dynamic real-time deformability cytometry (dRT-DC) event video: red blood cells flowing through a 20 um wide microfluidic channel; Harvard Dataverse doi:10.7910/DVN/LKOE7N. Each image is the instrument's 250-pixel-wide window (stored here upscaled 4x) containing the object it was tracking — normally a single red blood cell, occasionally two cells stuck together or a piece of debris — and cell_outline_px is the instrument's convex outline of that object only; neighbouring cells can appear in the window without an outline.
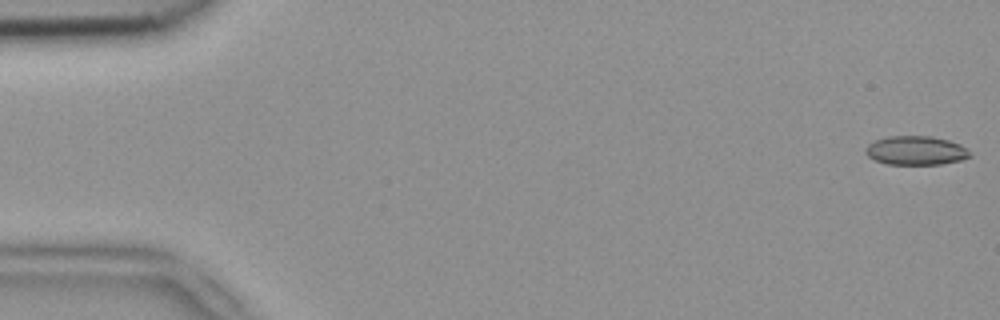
{"species": "common noctule bat (a hibernating species)", "species_latin": "Nyctalus noctula", "temperature_condition": "room temperature", "stored_images_in_passage": 51, "camera_frame_rate_fps": 3000, "um_per_image_px": 0.085, "animal": {"sex": "female", "body_mass_g": 18.4}, "frame": {"image": 1, "passage_image": 1, "time_ms": 0.0, "image_size_px": [1000, 320], "cell_outline_px": [[972, 156], [960, 160], [940, 164], [888, 164], [876, 160], [868, 156], [864, 152], [864, 148], [868, 144], [876, 140], [888, 136], [932, 136], [948, 140], [960, 144], [968, 148]], "centroid_in_image_um": [77.86, 12.78], "position_along_channel_um": 7.1, "area_um2": 17.63}}
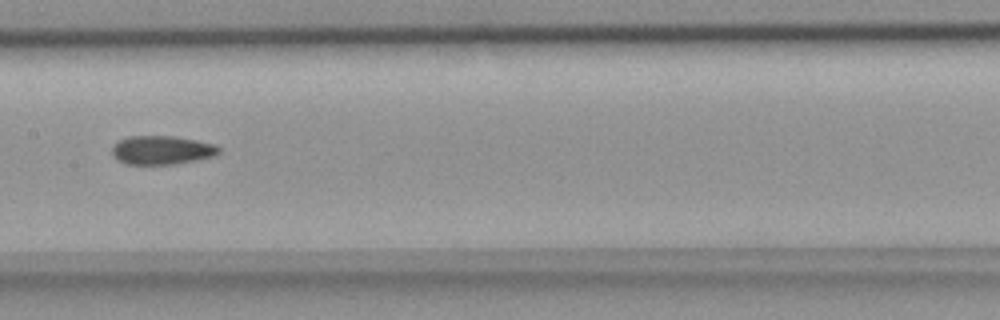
{"frame": {"image": 2, "passage_image": 26, "time_ms": 8.333, "image_size_px": [1000, 320], "cell_outline_px": [[220, 152], [216, 156], [176, 164], [124, 164], [116, 160], [112, 156], [112, 144], [116, 140], [128, 136], [172, 136], [196, 140], [212, 144], [220, 148]], "centroid_in_image_um": [13.69, 12.76], "position_along_channel_um": 193.7, "area_um2": 18.15}}
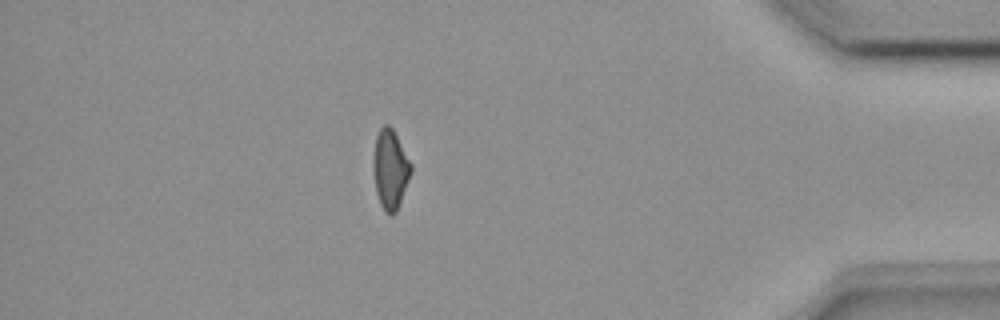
{"frame": {"image": 3, "passage_image": 45, "time_ms": 14.667, "image_size_px": [1000, 320], "cell_outline_px": [[412, 172], [396, 212], [392, 216], [384, 212], [380, 204], [376, 192], [372, 168], [372, 156], [376, 136], [380, 128], [384, 124], [388, 124], [392, 128], [412, 164]], "centroid_in_image_um": [33.15, 14.39], "position_along_channel_um": 402.0, "area_um2": 17.69}, "authors_computed_cell_mechanics": {"area_um2": 18.0336, "velocity_mm_per_s": 3.949, "shape_relaxation_time_tau1_ms": null, "shape_relaxation_time_tau2_ms": 3.3347, "deformation_change_tau1": null, "deformation_change_tau2": 0.0989}}